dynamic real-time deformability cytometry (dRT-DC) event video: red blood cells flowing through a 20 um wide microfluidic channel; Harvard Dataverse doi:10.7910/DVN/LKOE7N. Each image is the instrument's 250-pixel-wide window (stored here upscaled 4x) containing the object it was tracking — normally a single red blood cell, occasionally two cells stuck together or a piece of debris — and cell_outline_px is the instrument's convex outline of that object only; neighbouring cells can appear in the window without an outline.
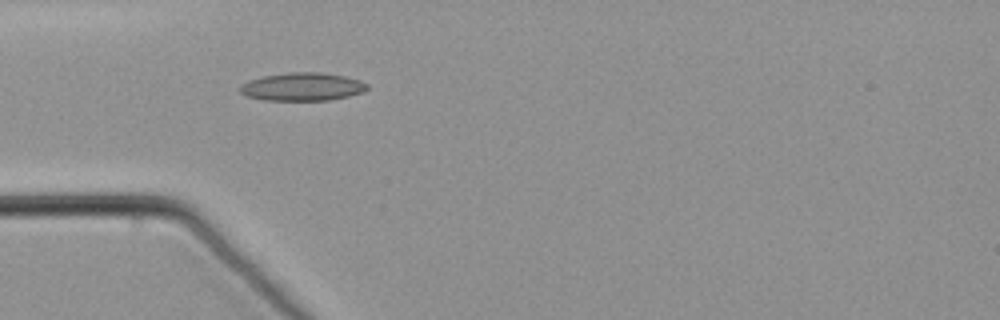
{"species": "common noctule bat (a hibernating species)", "species_latin": "Nyctalus noctula", "temperature_condition": "warm", "stored_images_in_passage": 41, "camera_frame_rate_fps": 3000, "um_per_image_px": 0.085, "animal": {"sex": "male", "body_mass_g": 21.5, "forearm_length_mm": 52.0}, "frame": {"image": 1, "passage_image": 1, "time_ms": 0.0, "image_size_px": [1000, 320], "cell_outline_px": [[368, 88], [360, 92], [348, 96], [328, 100], [264, 100], [248, 96], [240, 92], [240, 84], [248, 80], [264, 76], [292, 72], [320, 72], [344, 76], [360, 80], [368, 84]], "centroid_in_image_um": [25.68, 7.37], "position_along_channel_um": 59.3, "area_um2": 20.63}}
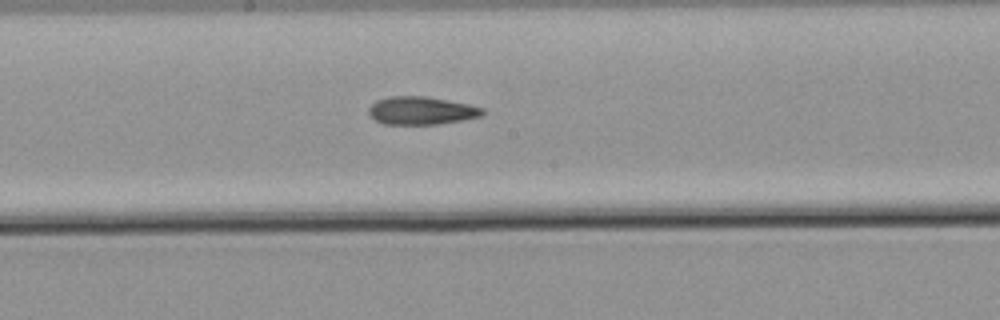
{"frame": {"image": 2, "passage_image": 14, "time_ms": 4.333, "image_size_px": [1000, 320], "cell_outline_px": [[484, 112], [480, 116], [464, 120], [440, 124], [384, 124], [368, 116], [368, 108], [376, 100], [388, 96], [424, 96], [448, 100], [468, 104], [484, 108]], "centroid_in_image_um": [35.78, 9.4], "position_along_channel_um": 212.4, "area_um2": 18.67}}
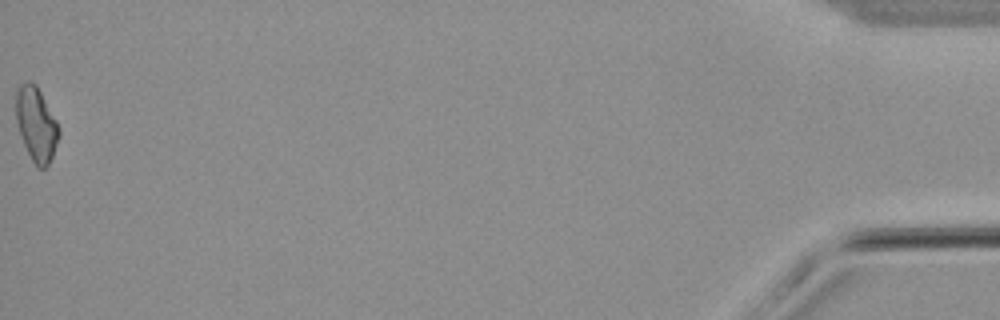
{"frame": {"image": 3, "passage_image": 41, "time_ms": 13.333, "image_size_px": [1000, 320], "cell_outline_px": [[60, 136], [52, 156], [48, 164], [44, 168], [36, 168], [24, 144], [16, 120], [16, 92], [20, 84], [28, 80], [36, 84], [56, 120], [60, 132]], "centroid_in_image_um": [3.08, 10.55], "position_along_channel_um": 432.1, "area_um2": 18.32}}